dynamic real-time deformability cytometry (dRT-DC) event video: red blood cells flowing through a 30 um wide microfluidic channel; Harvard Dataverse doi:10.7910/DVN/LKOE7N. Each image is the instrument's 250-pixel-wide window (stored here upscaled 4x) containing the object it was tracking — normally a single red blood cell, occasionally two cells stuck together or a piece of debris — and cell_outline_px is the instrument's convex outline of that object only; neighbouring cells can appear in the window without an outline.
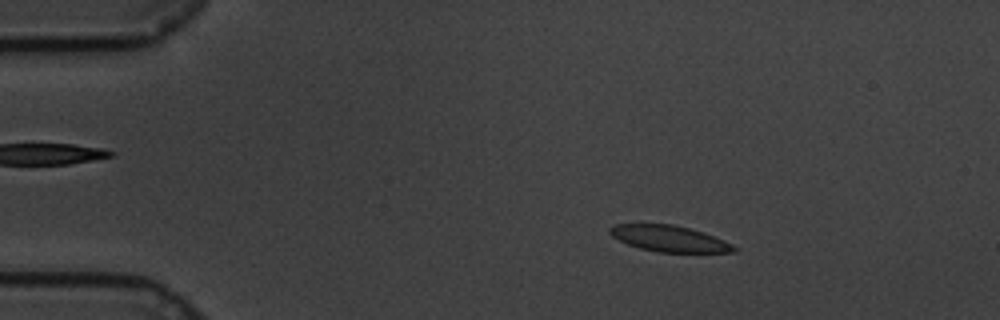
{"species": "common noctule bat (a hibernating species)", "species_latin": "Nyctalus noctula", "temperature_condition": "cold", "stored_images_in_passage": 60, "camera_frame_rate_fps": 3000, "um_per_image_px": 0.085, "animal": {"sex": "male", "body_mass_g": 19.5, "forearm_length_mm": 54.6}, "frame": {"image": 1, "passage_image": 10, "time_ms": 3.0, "image_size_px": [1000, 320], "cell_outline_px": [[740, 248], [736, 252], [656, 252], [640, 248], [628, 244], [612, 236], [608, 232], [608, 228], [616, 224], [672, 224], [704, 232], [724, 240]], "centroid_in_image_um": [56.91, 20.28], "position_along_channel_um": 28.1, "area_um2": 18.9}}
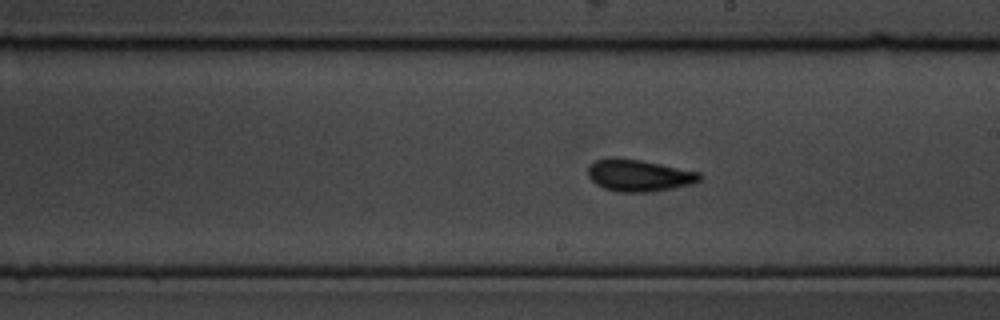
{"frame": {"image": 2, "passage_image": 34, "time_ms": 11.0, "image_size_px": [1000, 320], "cell_outline_px": [[704, 176], [700, 180], [692, 184], [652, 192], [616, 192], [604, 188], [596, 184], [588, 176], [588, 164], [596, 160], [608, 156], [616, 156], [640, 160], [700, 172]], "centroid_in_image_um": [54.28, 14.9], "position_along_channel_um": 234.7, "area_um2": 21.1}}
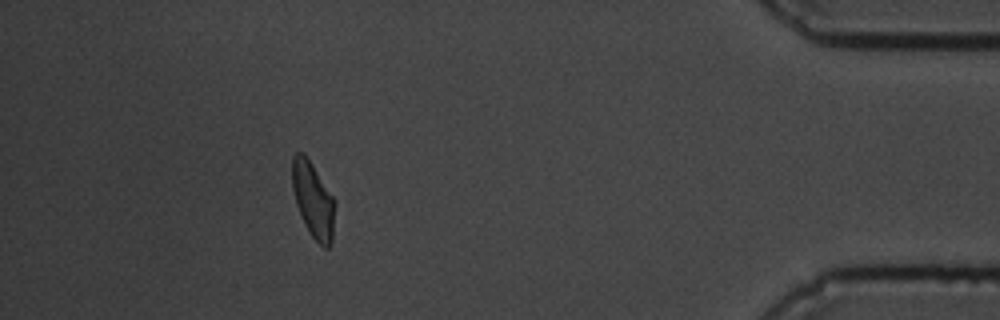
{"frame": {"image": 3, "passage_image": 54, "time_ms": 17.667, "image_size_px": [1000, 320], "cell_outline_px": [[336, 204], [332, 244], [328, 248], [324, 248], [312, 236], [300, 216], [296, 204], [292, 188], [292, 156], [296, 152], [304, 152], [336, 200]], "centroid_in_image_um": [26.63, 16.99], "position_along_channel_um": 408.6, "area_um2": 19.13}, "authors_computed_cell_mechanics": {"area_um2": 19.7676, "velocity_mm_per_s": 3.3561, "shape_relaxation_time_tau1_ms": 2.524, "shape_relaxation_time_tau2_ms": 1.9855, "deformation_change_tau1": 0.1124, "deformation_change_tau2": 0.0974}}